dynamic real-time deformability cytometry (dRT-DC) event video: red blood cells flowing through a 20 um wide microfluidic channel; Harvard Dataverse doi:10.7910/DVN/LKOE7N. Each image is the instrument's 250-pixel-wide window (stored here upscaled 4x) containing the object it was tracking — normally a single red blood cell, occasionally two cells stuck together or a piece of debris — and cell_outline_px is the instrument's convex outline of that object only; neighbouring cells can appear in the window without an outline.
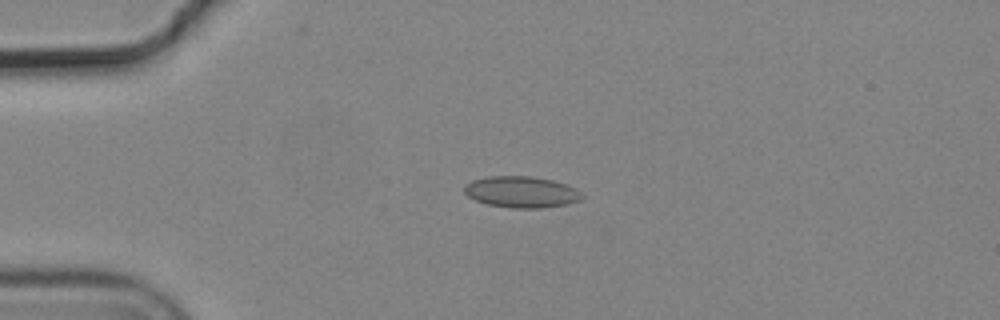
{"species": "common noctule bat (a hibernating species)", "species_latin": "Nyctalus noctula", "temperature_condition": "cold", "stored_images_in_passage": 5, "camera_frame_rate_fps": 3000, "um_per_image_px": 0.085, "animal": {"sex": "male", "body_mass_g": 19.2, "forearm_length_mm": 51.8}, "frame": {"image": 1, "passage_image": 4, "time_ms": 1.0, "image_size_px": [1000, 320], "cell_outline_px": [[584, 196], [580, 200], [568, 204], [540, 208], [512, 208], [488, 204], [476, 200], [468, 196], [464, 192], [464, 184], [472, 180], [488, 176], [532, 176], [552, 180], [576, 188]], "centroid_in_image_um": [44.31, 16.31], "position_along_channel_um": 40.7, "area_um2": 21.5}}